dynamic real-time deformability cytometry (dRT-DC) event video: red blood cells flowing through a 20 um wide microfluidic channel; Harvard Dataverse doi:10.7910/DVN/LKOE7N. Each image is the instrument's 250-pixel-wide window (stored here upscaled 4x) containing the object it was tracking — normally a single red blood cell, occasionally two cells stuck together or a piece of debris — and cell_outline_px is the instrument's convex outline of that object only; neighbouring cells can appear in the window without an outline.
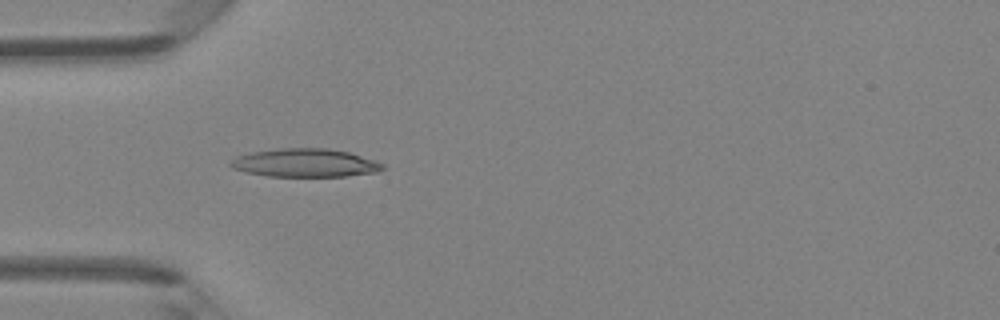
{"species": "Egyptian fruit bat (a non-hibernating species)", "species_latin": "Rousettus aegyptiacus", "temperature_condition": "room temperature", "stored_images_in_passage": 1, "camera_frame_rate_fps": 3000, "um_per_image_px": 0.085, "animal": {"sex": "female"}, "frame": {"image": 1, "passage_image": 1, "time_ms": 0.0, "image_size_px": [1000, 320], "cell_outline_px": [[384, 168], [376, 172], [348, 176], [268, 176], [244, 172], [232, 168], [228, 164], [228, 160], [236, 156], [252, 152], [280, 148], [328, 148], [348, 152], [376, 160], [384, 164]], "centroid_in_image_um": [25.9, 13.84], "position_along_channel_um": 59.1, "area_um2": 25.26}}